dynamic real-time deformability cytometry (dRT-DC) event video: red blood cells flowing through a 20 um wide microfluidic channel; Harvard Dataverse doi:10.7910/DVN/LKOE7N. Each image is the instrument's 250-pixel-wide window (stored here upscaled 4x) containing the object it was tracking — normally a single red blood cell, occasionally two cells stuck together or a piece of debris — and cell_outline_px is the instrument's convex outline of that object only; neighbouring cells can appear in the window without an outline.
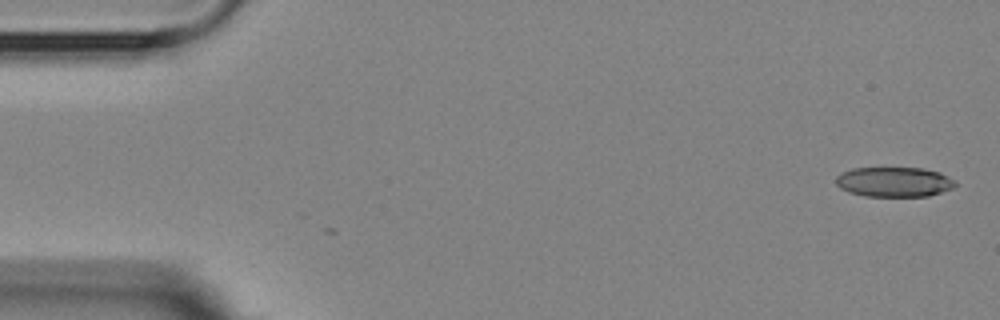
{"species": "Egyptian fruit bat (a non-hibernating species)", "species_latin": "Rousettus aegyptiacus", "temperature_condition": "room temperature", "stored_images_in_passage": 5, "camera_frame_rate_fps": 3000, "um_per_image_px": 0.085, "animal": {"sex": "female"}, "frame": {"image": 1, "passage_image": 1, "time_ms": 0.0, "image_size_px": [1000, 320], "cell_outline_px": [[956, 184], [952, 188], [928, 196], [864, 196], [848, 192], [840, 188], [836, 184], [836, 176], [840, 172], [852, 168], [924, 168], [940, 172], [956, 180]], "centroid_in_image_um": [75.98, 15.45], "position_along_channel_um": 9.0, "area_um2": 20.92}}
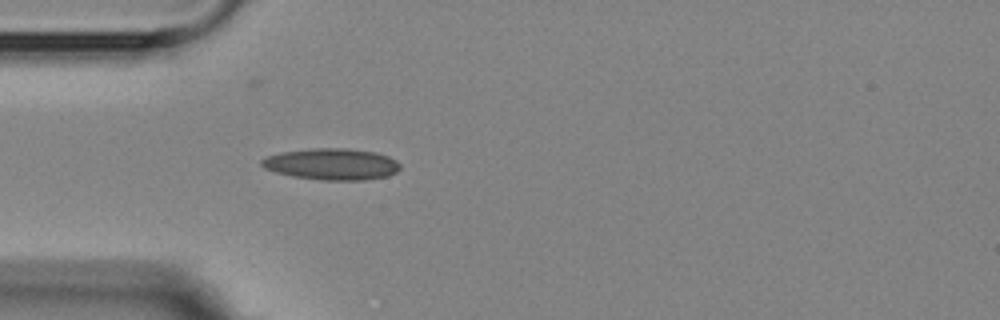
{"frame": {"image": 2, "passage_image": 5, "time_ms": 4.667, "image_size_px": [1000, 320], "cell_outline_px": [[400, 168], [396, 172], [388, 176], [364, 180], [324, 180], [292, 176], [276, 172], [264, 168], [260, 164], [260, 160], [268, 156], [280, 152], [312, 148], [344, 148], [376, 152], [388, 156], [396, 160], [400, 164]], "centroid_in_image_um": [28.2, 13.95], "position_along_channel_um": 56.8, "area_um2": 25.43}}